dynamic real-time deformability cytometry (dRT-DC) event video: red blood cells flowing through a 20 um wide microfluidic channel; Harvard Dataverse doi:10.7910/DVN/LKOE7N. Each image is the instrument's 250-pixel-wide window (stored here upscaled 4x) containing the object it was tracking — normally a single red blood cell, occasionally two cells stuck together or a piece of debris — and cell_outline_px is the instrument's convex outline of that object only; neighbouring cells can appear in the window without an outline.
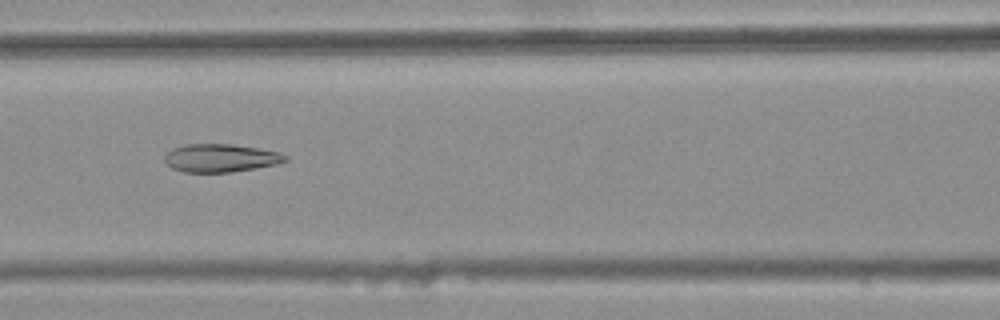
{"species": "common noctule bat (a hibernating species)", "species_latin": "Nyctalus noctula", "temperature_condition": "warm", "stored_images_in_passage": 41, "camera_frame_rate_fps": 3000, "um_per_image_px": 0.085, "animal": {"sex": "female", "body_mass_g": 25.1}, "frame": {"image": 1, "passage_image": 23, "time_ms": 7.333, "image_size_px": [1000, 320], "cell_outline_px": [[288, 160], [276, 164], [256, 168], [232, 172], [184, 172], [172, 168], [164, 160], [164, 156], [172, 148], [184, 144], [232, 144], [256, 148], [276, 152], [288, 156]], "centroid_in_image_um": [18.72, 13.43], "position_along_channel_um": 147.9, "area_um2": 19.65}}
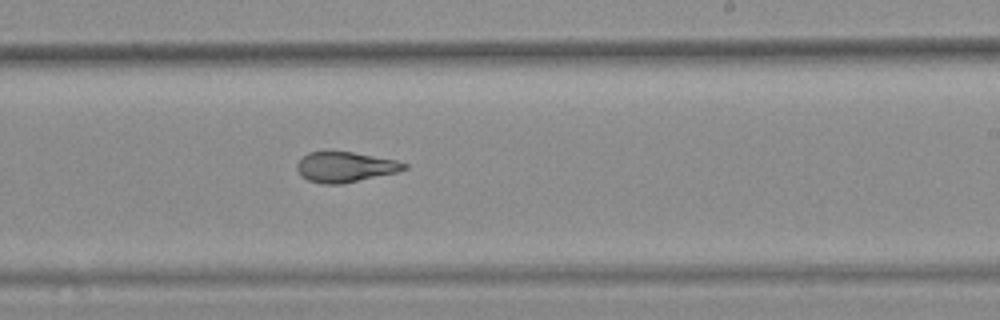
{"frame": {"image": 2, "passage_image": 32, "time_ms": 10.333, "image_size_px": [1000, 320], "cell_outline_px": [[408, 168], [396, 172], [340, 184], [324, 184], [308, 180], [296, 168], [296, 164], [308, 152], [352, 152], [396, 160], [408, 164]], "centroid_in_image_um": [29.35, 14.19], "position_along_channel_um": 259.6, "area_um2": 18.5}}
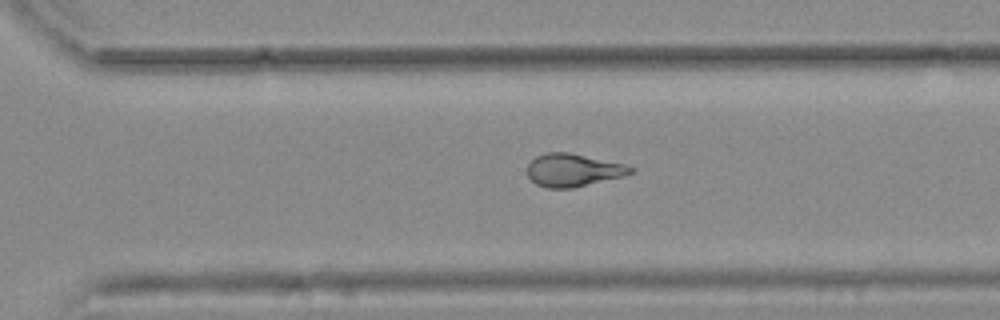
{"frame": {"image": 3, "passage_image": 37, "time_ms": 12.0, "image_size_px": [1000, 320], "cell_outline_px": [[636, 168], [632, 172], [624, 176], [572, 188], [548, 188], [536, 184], [528, 176], [528, 164], [536, 156], [544, 152], [568, 152], [624, 164]], "centroid_in_image_um": [48.71, 14.46], "position_along_channel_um": 321.9, "area_um2": 19.65}, "authors_computed_cell_mechanics": {"area_um2": 21.1548, "velocity_mm_per_s": 3.732, "shape_relaxation_time_tau1_ms": null, "shape_relaxation_time_tau2_ms": 2.0898, "deformation_change_tau1": null, "deformation_change_tau2": 0.0968}}